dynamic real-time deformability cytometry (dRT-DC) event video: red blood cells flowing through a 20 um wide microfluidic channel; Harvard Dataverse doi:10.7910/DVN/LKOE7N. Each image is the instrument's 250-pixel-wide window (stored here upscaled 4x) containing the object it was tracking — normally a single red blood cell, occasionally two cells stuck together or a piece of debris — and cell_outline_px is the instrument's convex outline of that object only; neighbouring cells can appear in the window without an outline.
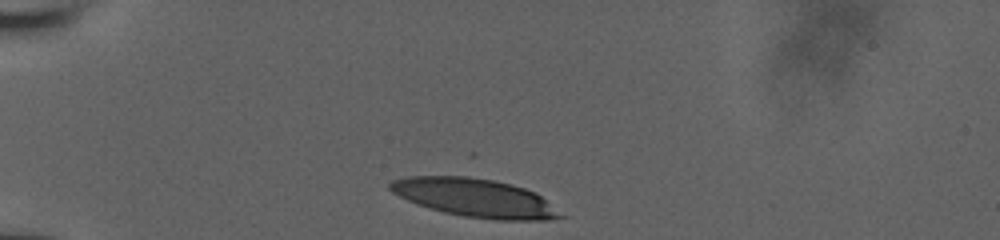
{"species": "human", "species_latin": "Homo sapiens", "temperature_condition": "room temperature", "stored_images_in_passage": 10, "camera_frame_rate_fps": 3000, "um_per_image_px": 0.085, "donor": {"sex": "male"}, "frame": {"image": 1, "passage_image": 1, "time_ms": 0.0, "image_size_px": [1000, 240], "cell_outline_px": [[568, 216], [548, 220], [492, 220], [464, 216], [444, 212], [416, 204], [392, 192], [388, 188], [388, 184], [392, 180], [408, 176], [468, 176], [496, 180], [512, 184], [536, 192]], "centroid_in_image_um": [40.41, 16.81], "position_along_channel_um": 44.6, "area_um2": 38.49}}
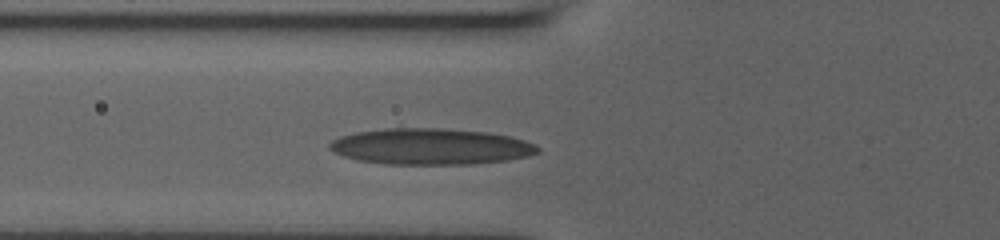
{"frame": {"image": 2, "passage_image": 6, "time_ms": 2.333, "image_size_px": [1000, 240], "cell_outline_px": [[540, 152], [528, 156], [508, 160], [476, 164], [384, 164], [360, 160], [344, 156], [328, 148], [328, 144], [332, 140], [340, 136], [356, 132], [384, 128], [444, 128], [488, 132], [512, 136], [536, 144], [540, 148]], "centroid_in_image_um": [36.65, 12.45], "position_along_channel_um": 89.2, "area_um2": 44.16}}
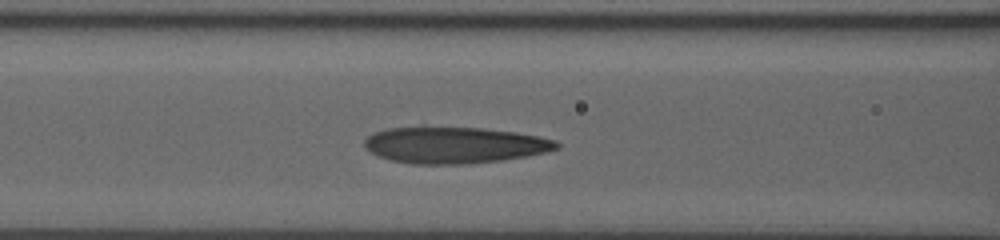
{"frame": {"image": 3, "passage_image": 10, "time_ms": 3.333, "image_size_px": [1000, 240], "cell_outline_px": [[560, 148], [544, 152], [524, 156], [500, 160], [468, 164], [412, 164], [388, 160], [368, 152], [364, 148], [364, 140], [368, 136], [376, 132], [388, 128], [420, 124], [424, 124], [480, 128], [516, 132], [540, 136], [556, 140], [560, 144]], "centroid_in_image_um": [38.54, 12.29], "position_along_channel_um": 128.1, "area_um2": 41.96}}